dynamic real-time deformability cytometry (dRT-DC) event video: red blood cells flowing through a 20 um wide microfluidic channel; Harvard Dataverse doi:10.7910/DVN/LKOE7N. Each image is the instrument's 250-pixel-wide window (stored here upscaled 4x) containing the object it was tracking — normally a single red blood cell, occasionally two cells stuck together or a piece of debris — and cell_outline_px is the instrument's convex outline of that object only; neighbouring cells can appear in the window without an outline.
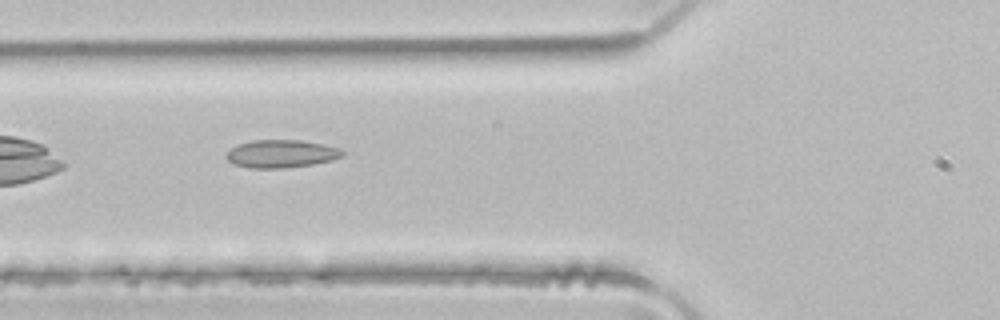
{"species": "common noctule bat (a hibernating species)", "species_latin": "Nyctalus noctula", "temperature_condition": "room temperature", "stored_images_in_passage": 4, "camera_frame_rate_fps": 3000, "um_per_image_px": 0.085, "animal": {"sex": "male", "body_mass_g": 21.5, "forearm_length_mm": 52.0}, "frame": {"image": 1, "passage_image": 3, "time_ms": 0.667, "image_size_px": [1000, 320], "cell_outline_px": [[344, 152], [340, 156], [332, 160], [312, 164], [284, 168], [248, 168], [236, 164], [228, 160], [224, 156], [232, 148], [240, 144], [252, 140], [300, 140], [324, 144], [340, 148]], "centroid_in_image_um": [23.91, 13.07], "position_along_channel_um": 101.9, "area_um2": 18.67}}
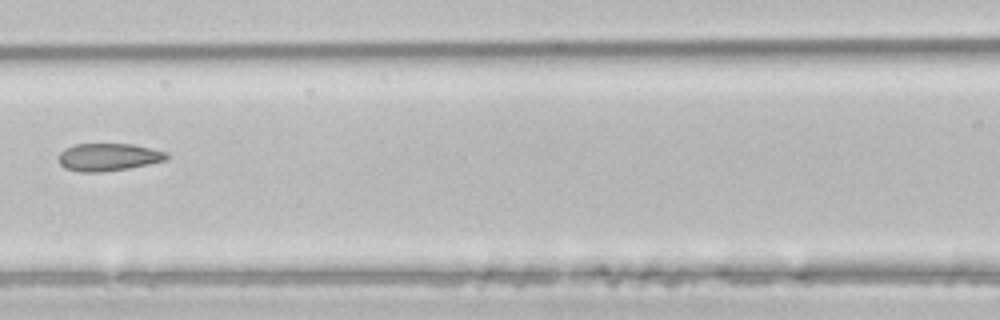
{"frame": {"image": 2, "passage_image": 4, "time_ms": 1.0, "image_size_px": [1000, 320], "cell_outline_px": [[168, 156], [164, 160], [148, 164], [128, 168], [100, 172], [80, 172], [64, 168], [60, 164], [60, 152], [64, 148], [76, 144], [132, 144], [152, 148], [168, 152]], "centroid_in_image_um": [9.2, 13.35], "position_along_channel_um": 157.4, "area_um2": 17.28}}